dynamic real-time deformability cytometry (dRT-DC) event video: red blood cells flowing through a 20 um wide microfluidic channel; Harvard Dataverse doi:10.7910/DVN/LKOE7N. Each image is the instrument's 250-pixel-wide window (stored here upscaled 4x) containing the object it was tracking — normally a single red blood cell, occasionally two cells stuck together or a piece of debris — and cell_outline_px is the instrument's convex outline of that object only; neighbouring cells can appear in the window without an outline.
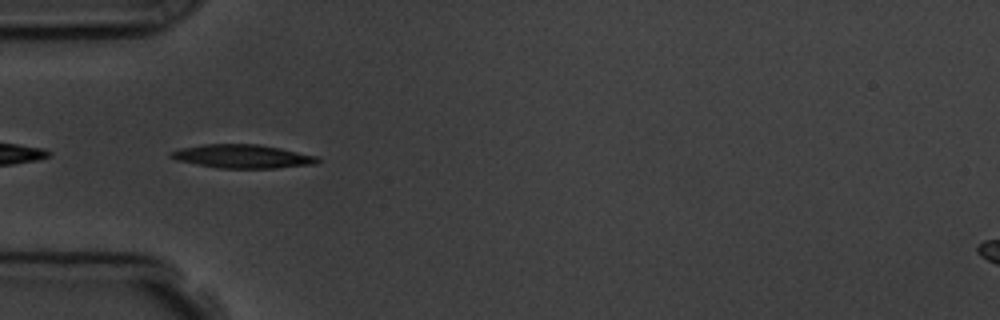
{"species": "common noctule bat (a hibernating species)", "species_latin": "Nyctalus noctula", "temperature_condition": "room temperature", "stored_images_in_passage": 3, "camera_frame_rate_fps": 3000, "um_per_image_px": 0.085, "animal": {"sex": "male", "body_mass_g": 19.5, "forearm_length_mm": 54.6}, "frame": {"image": 1, "passage_image": 2, "time_ms": 1.0, "image_size_px": [1000, 320], "cell_outline_px": [[320, 160], [316, 164], [276, 168], [220, 168], [176, 160], [168, 156], [168, 152], [180, 148], [204, 144], [256, 144], [280, 148], [320, 156]], "centroid_in_image_um": [20.62, 13.29], "position_along_channel_um": 64.4, "area_um2": 20.23}}